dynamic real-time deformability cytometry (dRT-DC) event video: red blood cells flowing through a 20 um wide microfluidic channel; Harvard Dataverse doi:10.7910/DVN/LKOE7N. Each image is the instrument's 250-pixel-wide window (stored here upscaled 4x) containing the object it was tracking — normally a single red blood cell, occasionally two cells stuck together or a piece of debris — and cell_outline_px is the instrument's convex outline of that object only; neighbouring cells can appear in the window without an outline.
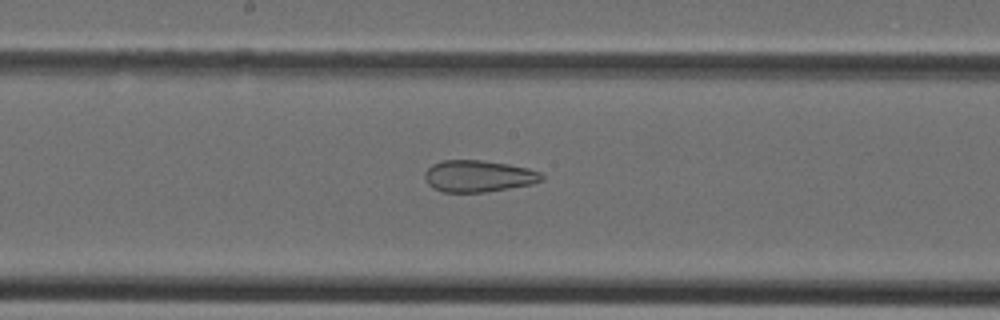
{"species": "Egyptian fruit bat (a non-hibernating species)", "species_latin": "Rousettus aegyptiacus", "temperature_condition": "cold", "stored_images_in_passage": 31, "camera_frame_rate_fps": 3000, "um_per_image_px": 0.085, "animal": {"sex": "female"}, "frame": {"image": 1, "passage_image": 15, "time_ms": 4.667, "image_size_px": [1000, 320], "cell_outline_px": [[544, 180], [532, 184], [484, 192], [444, 192], [432, 188], [428, 184], [424, 176], [424, 172], [432, 164], [444, 160], [480, 160], [508, 164], [528, 168], [540, 172], [544, 176]], "centroid_in_image_um": [40.66, 14.97], "position_along_channel_um": 207.5, "area_um2": 21.62}}
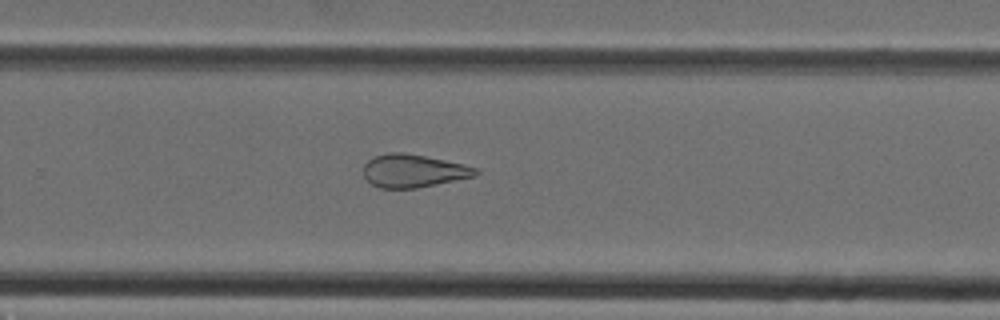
{"frame": {"image": 2, "passage_image": 20, "time_ms": 6.333, "image_size_px": [1000, 320], "cell_outline_px": [[480, 172], [476, 176], [416, 188], [380, 188], [372, 184], [364, 176], [364, 164], [368, 160], [376, 156], [388, 152], [404, 152], [444, 160], [476, 168]], "centroid_in_image_um": [35.12, 14.52], "position_along_channel_um": 294.7, "area_um2": 21.33}}
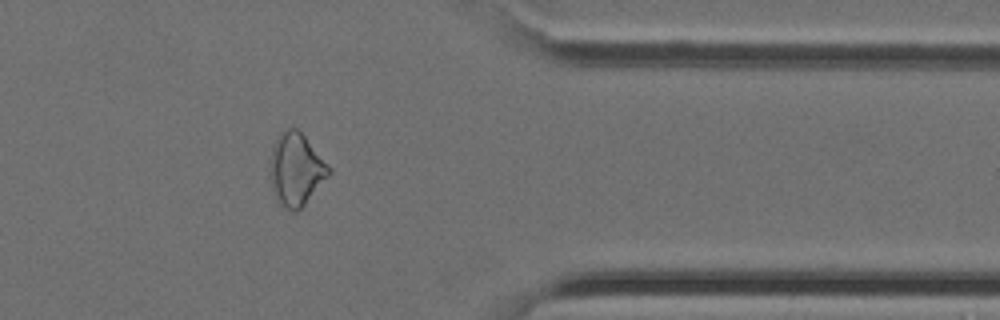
{"frame": {"image": 3, "passage_image": 26, "time_ms": 8.333, "image_size_px": [1000, 320], "cell_outline_px": [[332, 172], [304, 204], [296, 212], [292, 212], [284, 208], [276, 200], [272, 192], [272, 148], [276, 140], [288, 128], [296, 128], [304, 136], [332, 168]], "centroid_in_image_um": [25.19, 14.44], "position_along_channel_um": 386.2, "area_um2": 24.22}}